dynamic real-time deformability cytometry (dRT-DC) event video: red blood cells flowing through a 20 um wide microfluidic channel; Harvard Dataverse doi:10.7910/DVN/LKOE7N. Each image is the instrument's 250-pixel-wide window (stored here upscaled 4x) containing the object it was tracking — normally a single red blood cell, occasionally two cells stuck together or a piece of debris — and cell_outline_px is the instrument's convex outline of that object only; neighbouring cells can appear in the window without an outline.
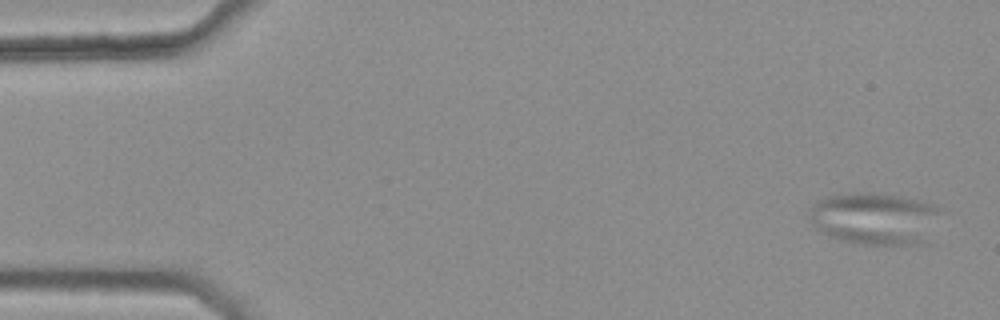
{"species": "common noctule bat (a hibernating species)", "species_latin": "Nyctalus noctula", "temperature_condition": "warm", "stored_images_in_passage": 45, "camera_frame_rate_fps": 3000, "um_per_image_px": 0.085, "animal": {"sex": "female", "body_mass_g": 25.1}, "frame": {"image": 1, "passage_image": 1, "time_ms": 0.0, "image_size_px": [1000, 320], "cell_outline_px": [[940, 208], [928, 244], [860, 244], [840, 240], [828, 236], [816, 228], [808, 212], [808, 208], [812, 204], [828, 196], [864, 192], [868, 192], [900, 196], [920, 200], [936, 204]], "centroid_in_image_um": [74.38, 18.58], "position_along_channel_um": 10.6, "area_um2": 40.06}}
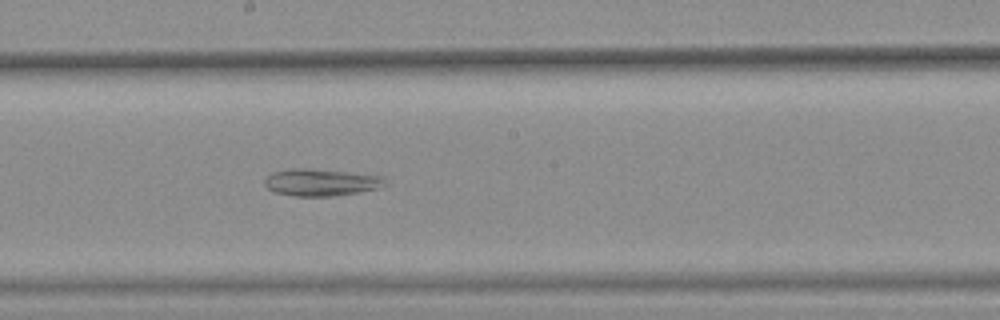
{"frame": {"image": 2, "passage_image": 28, "time_ms": 9.0, "image_size_px": [1000, 320], "cell_outline_px": [[388, 184], [380, 188], [360, 192], [336, 196], [296, 196], [272, 192], [264, 184], [264, 180], [272, 172], [292, 168], [308, 168], [384, 176]], "centroid_in_image_um": [27.31, 15.5], "position_along_channel_um": 220.9, "area_um2": 19.19}}
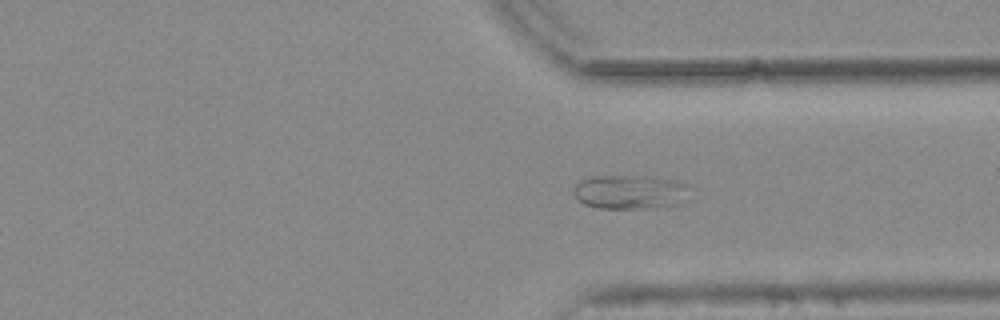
{"frame": {"image": 3, "passage_image": 39, "time_ms": 12.667, "image_size_px": [1000, 320], "cell_outline_px": [[692, 200], [680, 204], [652, 208], [596, 208], [584, 204], [576, 200], [572, 192], [576, 184], [580, 180], [592, 176], [652, 176], [676, 180], [692, 184]], "centroid_in_image_um": [53.69, 16.32], "position_along_channel_um": 357.7, "area_um2": 24.22}}